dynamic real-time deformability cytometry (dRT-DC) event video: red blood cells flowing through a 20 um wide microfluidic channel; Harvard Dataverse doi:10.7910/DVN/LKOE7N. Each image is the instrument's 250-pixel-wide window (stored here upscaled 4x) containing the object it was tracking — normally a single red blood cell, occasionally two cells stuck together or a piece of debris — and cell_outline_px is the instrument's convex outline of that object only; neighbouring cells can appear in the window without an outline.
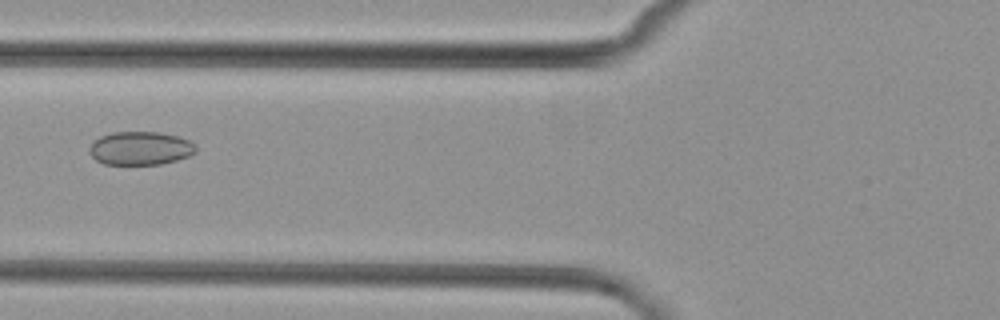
{"species": "common noctule bat (a hibernating species)", "species_latin": "Nyctalus noctula", "temperature_condition": "cold", "stored_images_in_passage": 6, "camera_frame_rate_fps": 3000, "um_per_image_px": 0.085, "animal": {"sex": "female", "body_mass_g": 29.2, "forearm_length_mm": 56.3}, "frame": {"image": 1, "passage_image": 6, "time_ms": 7.0, "image_size_px": [1000, 320], "cell_outline_px": [[196, 152], [188, 156], [176, 160], [160, 164], [104, 164], [96, 160], [88, 152], [88, 148], [100, 136], [112, 132], [160, 132], [176, 136], [188, 140], [196, 144]], "centroid_in_image_um": [11.92, 12.6], "position_along_channel_um": 113.9, "area_um2": 20.69}}